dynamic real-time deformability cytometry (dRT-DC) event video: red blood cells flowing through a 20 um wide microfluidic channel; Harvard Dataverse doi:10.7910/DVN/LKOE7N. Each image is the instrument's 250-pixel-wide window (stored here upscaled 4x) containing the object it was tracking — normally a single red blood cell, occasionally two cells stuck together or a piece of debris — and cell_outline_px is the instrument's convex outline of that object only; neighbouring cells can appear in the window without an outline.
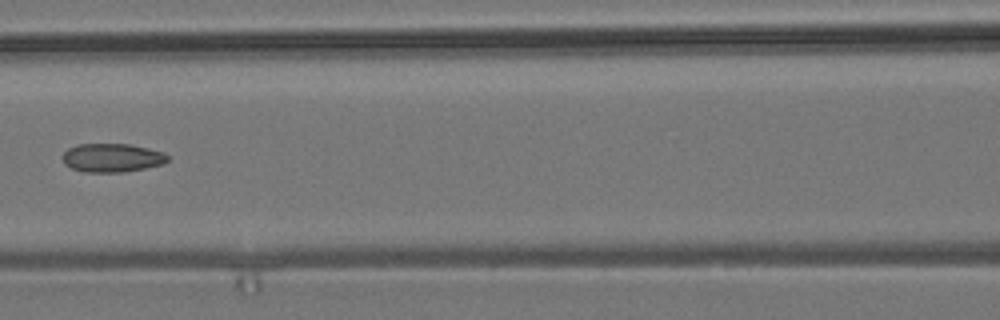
{"species": "common noctule bat (a hibernating species)", "species_latin": "Nyctalus noctula", "temperature_condition": "room temperature", "stored_images_in_passage": 4, "camera_frame_rate_fps": 3000, "um_per_image_px": 0.085, "animal": {"sex": "male", "body_mass_g": 19.2, "forearm_length_mm": 51.8}, "frame": {"image": 1, "passage_image": 3, "time_ms": 2.333, "image_size_px": [1000, 320], "cell_outline_px": [[168, 160], [164, 164], [124, 172], [84, 172], [72, 168], [64, 164], [60, 156], [68, 148], [76, 144], [128, 144], [148, 148], [164, 152], [168, 156]], "centroid_in_image_um": [9.49, 13.41], "position_along_channel_um": 157.1, "area_um2": 17.69}}
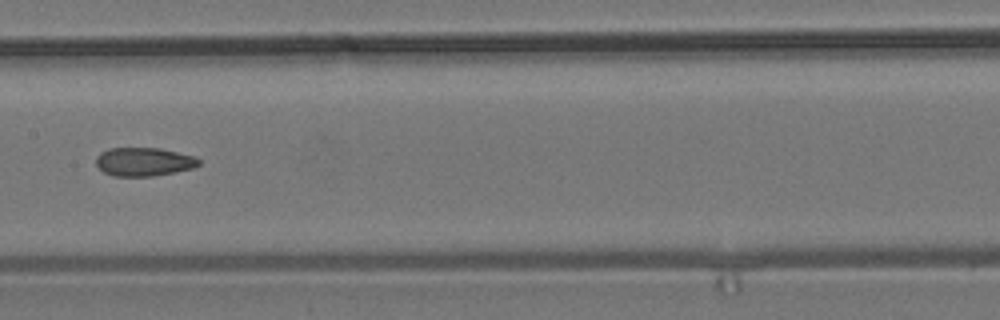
{"frame": {"image": 2, "passage_image": 4, "time_ms": 3.333, "image_size_px": [1000, 320], "cell_outline_px": [[200, 164], [192, 168], [152, 176], [112, 176], [104, 172], [96, 164], [96, 156], [100, 152], [108, 148], [160, 148], [196, 156], [200, 160]], "centroid_in_image_um": [12.21, 13.74], "position_along_channel_um": 195.2, "area_um2": 17.11}}